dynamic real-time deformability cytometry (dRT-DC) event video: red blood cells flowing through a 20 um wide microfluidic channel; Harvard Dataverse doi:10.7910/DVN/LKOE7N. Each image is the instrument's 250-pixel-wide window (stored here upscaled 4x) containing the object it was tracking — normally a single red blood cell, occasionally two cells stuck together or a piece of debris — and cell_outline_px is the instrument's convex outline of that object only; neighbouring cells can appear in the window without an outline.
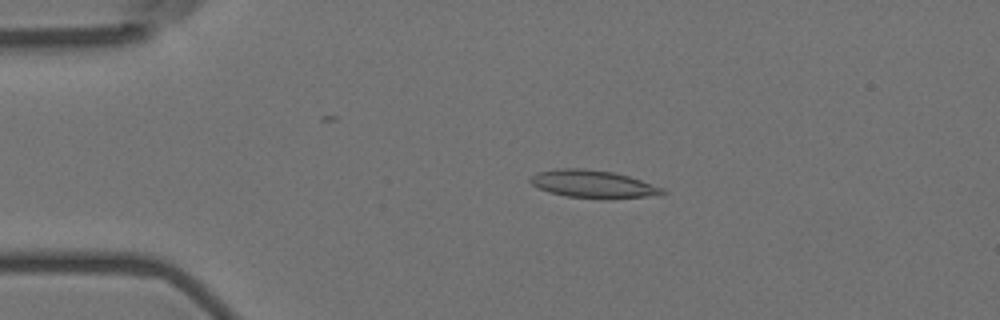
{"species": "Egyptian fruit bat (a non-hibernating species)", "species_latin": "Rousettus aegyptiacus", "temperature_condition": "room temperature", "stored_images_in_passage": 57, "camera_frame_rate_fps": 3000, "um_per_image_px": 0.085, "animal": {"sex": "female"}, "frame": {"image": 1, "passage_image": 11, "time_ms": 3.333, "image_size_px": [1000, 320], "cell_outline_px": [[668, 192], [664, 196], [612, 200], [604, 200], [568, 196], [552, 192], [540, 188], [532, 184], [528, 180], [536, 172], [556, 168], [580, 168], [612, 172], [628, 176], [664, 188]], "centroid_in_image_um": [50.52, 15.68], "position_along_channel_um": 34.5, "area_um2": 21.85}}
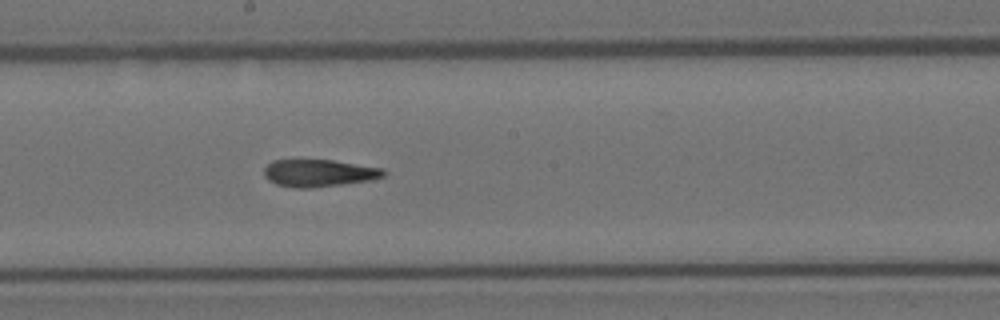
{"frame": {"image": 2, "passage_image": 30, "time_ms": 9.667, "image_size_px": [1000, 320], "cell_outline_px": [[388, 172], [384, 176], [372, 180], [344, 184], [312, 188], [292, 188], [276, 184], [268, 180], [264, 176], [264, 168], [272, 160], [332, 160], [384, 168]], "centroid_in_image_um": [27.13, 14.72], "position_along_channel_um": 221.1, "area_um2": 19.25}}
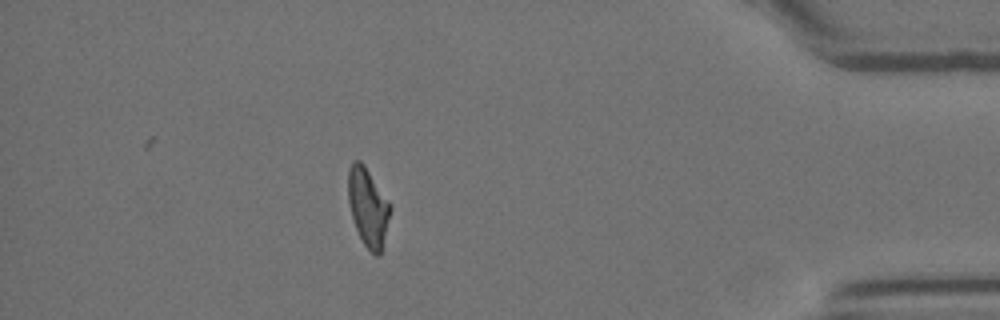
{"frame": {"image": 3, "passage_image": 49, "time_ms": 16.0, "image_size_px": [1000, 320], "cell_outline_px": [[392, 208], [380, 256], [376, 256], [364, 244], [356, 228], [352, 216], [348, 200], [348, 172], [352, 160], [360, 160], [364, 164], [392, 204]], "centroid_in_image_um": [31.3, 17.57], "position_along_channel_um": 403.9, "area_um2": 19.31}, "authors_computed_cell_mechanics": {"area_um2": 19.7676, "velocity_mm_per_s": 3.5923, "shape_relaxation_time_tau1_ms": null, "shape_relaxation_time_tau2_ms": 5.5373, "deformation_change_tau1": null, "deformation_change_tau2": 0.1649}}